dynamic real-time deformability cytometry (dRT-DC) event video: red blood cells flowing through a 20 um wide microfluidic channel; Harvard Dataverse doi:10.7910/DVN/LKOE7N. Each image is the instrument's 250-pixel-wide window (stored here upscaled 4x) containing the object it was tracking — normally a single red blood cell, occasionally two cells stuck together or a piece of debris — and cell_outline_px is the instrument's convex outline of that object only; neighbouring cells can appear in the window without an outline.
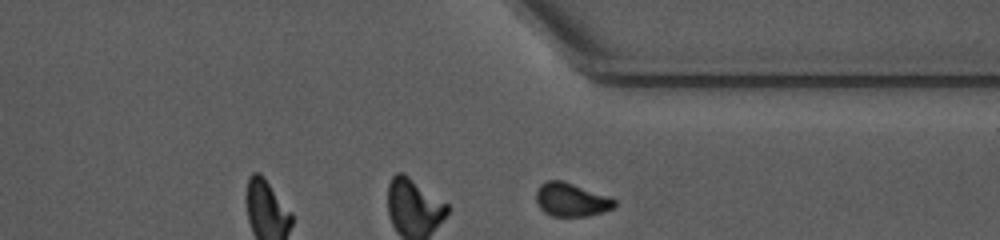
{"species": "common noctule bat (a hibernating species)", "species_latin": "Nyctalus noctula", "temperature_condition": "warm", "stored_images_in_passage": 23, "camera_frame_rate_fps": 3000, "um_per_image_px": 0.085, "animal": {"sex": "female", "body_mass_g": 10.0, "forearm_length_mm": 53.1}, "frame": {"image": 1, "passage_image": 23, "time_ms": 7.333, "image_size_px": [1000, 240], "cell_outline_px": [[616, 208], [604, 212], [588, 216], [552, 216], [544, 212], [540, 208], [536, 200], [536, 188], [540, 184], [548, 180], [560, 180], [608, 196], [616, 200]], "centroid_in_image_um": [48.56, 16.99], "position_along_channel_um": 362.8, "area_um2": 15.32}}